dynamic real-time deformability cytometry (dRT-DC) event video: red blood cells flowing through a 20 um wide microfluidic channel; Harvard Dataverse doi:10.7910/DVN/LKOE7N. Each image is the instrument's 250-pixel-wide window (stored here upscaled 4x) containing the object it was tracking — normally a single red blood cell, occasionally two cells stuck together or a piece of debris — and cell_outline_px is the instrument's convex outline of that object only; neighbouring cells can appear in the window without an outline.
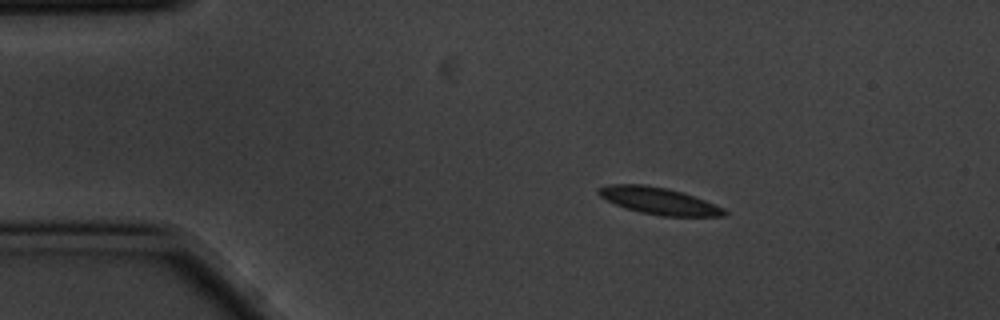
{"species": "common noctule bat (a hibernating species)", "species_latin": "Nyctalus noctula", "temperature_condition": "cold", "stored_images_in_passage": 4, "camera_frame_rate_fps": 3000, "um_per_image_px": 0.085, "animal": {"sex": "male", "body_mass_g": 20.1, "forearm_length_mm": 53.5}, "frame": {"image": 1, "passage_image": 1, "time_ms": 0.0, "image_size_px": [1000, 320], "cell_outline_px": [[728, 212], [724, 216], [660, 216], [640, 212], [624, 208], [600, 196], [596, 192], [600, 188], [612, 184], [644, 184], [668, 188], [684, 192], [724, 208]], "centroid_in_image_um": [56.02, 17.07], "position_along_channel_um": 29.0, "area_um2": 19.65}}
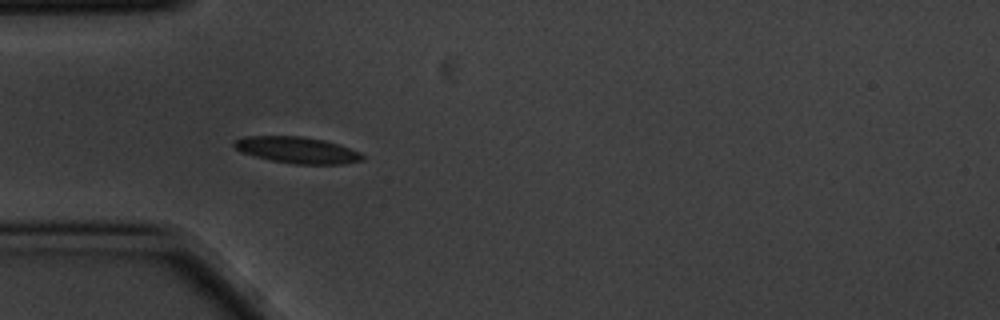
{"frame": {"image": 2, "passage_image": 3, "time_ms": 0.667, "image_size_px": [1000, 320], "cell_outline_px": [[364, 160], [344, 164], [296, 164], [268, 160], [240, 152], [232, 144], [236, 140], [244, 136], [300, 136], [324, 140], [360, 152], [364, 156]], "centroid_in_image_um": [25.24, 12.76], "position_along_channel_um": 59.8, "area_um2": 19.71}}